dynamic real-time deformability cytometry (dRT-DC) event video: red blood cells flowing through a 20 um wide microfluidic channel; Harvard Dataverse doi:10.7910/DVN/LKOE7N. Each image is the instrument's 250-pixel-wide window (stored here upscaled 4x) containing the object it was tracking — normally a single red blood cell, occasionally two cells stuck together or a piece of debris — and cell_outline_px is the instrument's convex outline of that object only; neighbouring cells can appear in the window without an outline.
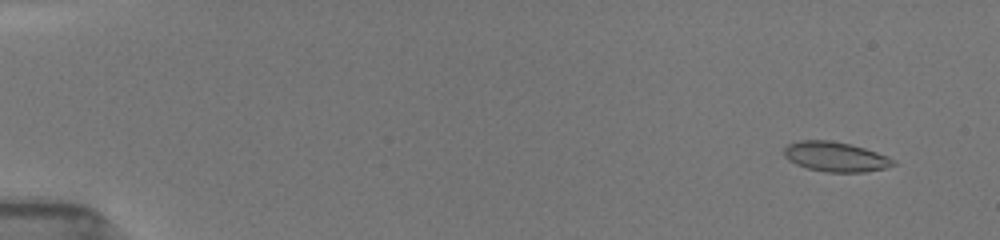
{"species": "common noctule bat (a hibernating species)", "species_latin": "Nyctalus noctula", "temperature_condition": "room temperature", "stored_images_in_passage": 13, "camera_frame_rate_fps": 3000, "um_per_image_px": 0.085, "animal": {"sex": "female", "body_mass_g": 19.5, "forearm_length_mm": 54.1}, "frame": {"image": 1, "passage_image": 2, "time_ms": 0.667, "image_size_px": [1000, 240], "cell_outline_px": [[896, 164], [884, 168], [864, 172], [824, 172], [808, 168], [796, 164], [788, 160], [784, 156], [784, 148], [788, 144], [800, 140], [828, 140], [848, 144], [864, 148], [888, 156], [896, 160]], "centroid_in_image_um": [71.01, 13.33], "position_along_channel_um": 14.0, "area_um2": 18.9}}
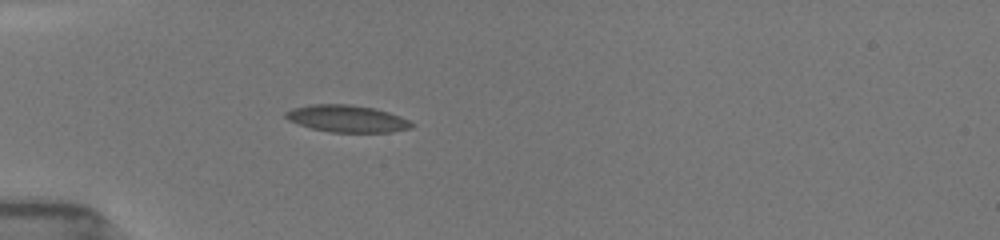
{"frame": {"image": 2, "passage_image": 9, "time_ms": 5.0, "image_size_px": [1000, 240], "cell_outline_px": [[416, 124], [412, 128], [392, 132], [332, 132], [312, 128], [288, 120], [284, 116], [284, 112], [292, 108], [312, 104], [348, 104], [372, 108], [388, 112], [400, 116]], "centroid_in_image_um": [29.51, 10.08], "position_along_channel_um": 55.5, "area_um2": 19.77}}
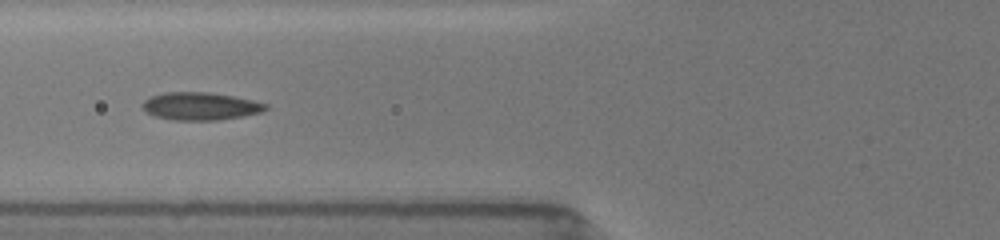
{"frame": {"image": 3, "passage_image": 12, "time_ms": 6.667, "image_size_px": [1000, 240], "cell_outline_px": [[268, 108], [260, 112], [244, 116], [216, 120], [172, 120], [152, 116], [140, 104], [144, 100], [152, 96], [164, 92], [208, 92], [232, 96], [252, 100], [268, 104]], "centroid_in_image_um": [17.01, 9.03], "position_along_channel_um": 108.8, "area_um2": 19.88}}